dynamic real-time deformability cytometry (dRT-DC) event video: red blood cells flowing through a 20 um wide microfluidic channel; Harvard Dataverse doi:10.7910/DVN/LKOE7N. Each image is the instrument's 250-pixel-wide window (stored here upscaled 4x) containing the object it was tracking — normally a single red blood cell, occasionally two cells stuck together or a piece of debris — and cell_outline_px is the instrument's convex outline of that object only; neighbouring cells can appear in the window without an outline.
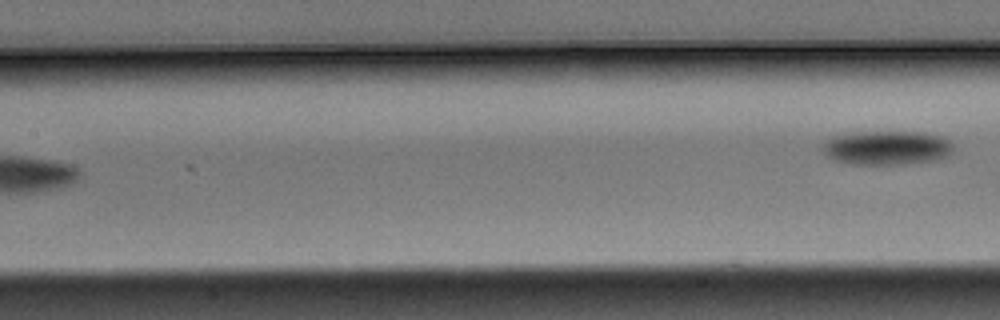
{"species": "Egyptian fruit bat (a non-hibernating species)", "species_latin": "Rousettus aegyptiacus", "temperature_condition": "warm", "stored_images_in_passage": 8, "segment_of_instrument_passage": [2, 2], "camera_frame_rate_fps": 3000, "um_per_image_px": 0.085, "animal": {"sex": "male"}, "frame": {"image": 1, "passage_image": 8, "time_ms": 2.333, "image_size_px": [1000, 320], "cell_outline_px": [[952, 152], [948, 156], [932, 160], [904, 164], [848, 164], [832, 160], [824, 152], [824, 144], [828, 140], [836, 136], [868, 132], [920, 132], [940, 136], [948, 140], [952, 144]], "centroid_in_image_um": [75.4, 12.58], "position_along_channel_um": 132.0, "area_um2": 25.49}}